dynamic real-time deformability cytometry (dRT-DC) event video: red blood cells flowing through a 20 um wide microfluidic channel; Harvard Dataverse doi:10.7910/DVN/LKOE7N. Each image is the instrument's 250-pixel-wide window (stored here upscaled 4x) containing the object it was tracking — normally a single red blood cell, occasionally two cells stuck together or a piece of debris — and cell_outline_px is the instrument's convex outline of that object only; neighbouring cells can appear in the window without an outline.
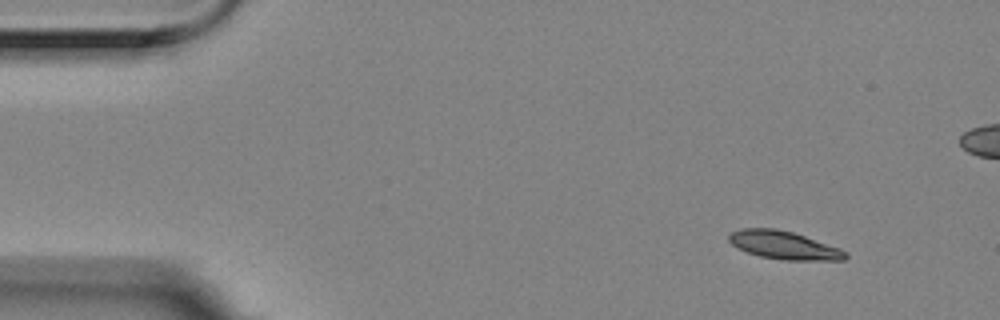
{"species": "Egyptian fruit bat (a non-hibernating species)", "species_latin": "Rousettus aegyptiacus", "temperature_condition": "room temperature", "stored_images_in_passage": 5, "camera_frame_rate_fps": 3000, "um_per_image_px": 0.085, "animal": {"sex": "female"}, "frame": {"image": 1, "passage_image": 1, "time_ms": 0.0, "image_size_px": [1000, 320], "cell_outline_px": [[848, 256], [844, 260], [784, 260], [760, 256], [736, 248], [728, 240], [728, 236], [732, 232], [740, 228], [776, 228], [792, 232], [840, 248], [848, 252]], "centroid_in_image_um": [66.63, 20.84], "position_along_channel_um": 18.4, "area_um2": 19.07}}